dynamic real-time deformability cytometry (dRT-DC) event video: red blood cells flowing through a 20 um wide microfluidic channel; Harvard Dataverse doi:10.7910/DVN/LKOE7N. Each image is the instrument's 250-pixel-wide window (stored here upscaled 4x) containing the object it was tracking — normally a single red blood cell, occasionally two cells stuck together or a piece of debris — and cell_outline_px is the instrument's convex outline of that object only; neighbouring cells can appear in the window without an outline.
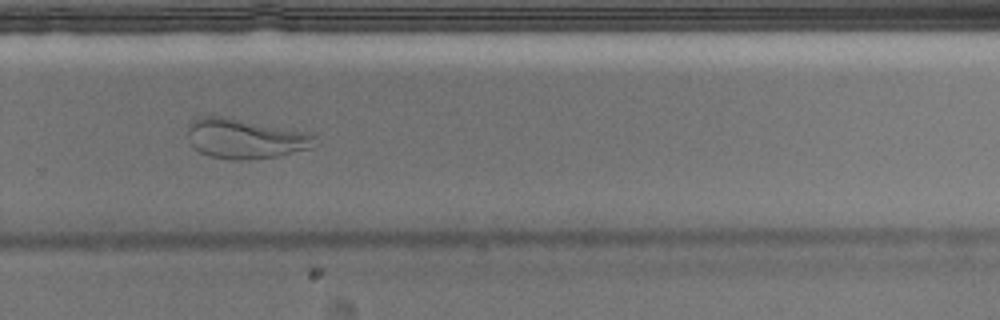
{"species": "Egyptian fruit bat (a non-hibernating species)", "species_latin": "Rousettus aegyptiacus", "temperature_condition": "warm", "stored_images_in_passage": 34, "camera_frame_rate_fps": 3000, "um_per_image_px": 0.085, "animal": {"sex": "male"}, "frame": {"image": 1, "passage_image": 20, "time_ms": 6.333, "image_size_px": [1000, 320], "cell_outline_px": [[320, 144], [308, 148], [280, 156], [248, 160], [236, 160], [212, 156], [200, 152], [192, 144], [188, 136], [188, 124], [200, 116], [224, 116], [308, 132], [316, 136]], "centroid_in_image_um": [20.89, 11.78], "position_along_channel_um": 308.9, "area_um2": 29.59}}